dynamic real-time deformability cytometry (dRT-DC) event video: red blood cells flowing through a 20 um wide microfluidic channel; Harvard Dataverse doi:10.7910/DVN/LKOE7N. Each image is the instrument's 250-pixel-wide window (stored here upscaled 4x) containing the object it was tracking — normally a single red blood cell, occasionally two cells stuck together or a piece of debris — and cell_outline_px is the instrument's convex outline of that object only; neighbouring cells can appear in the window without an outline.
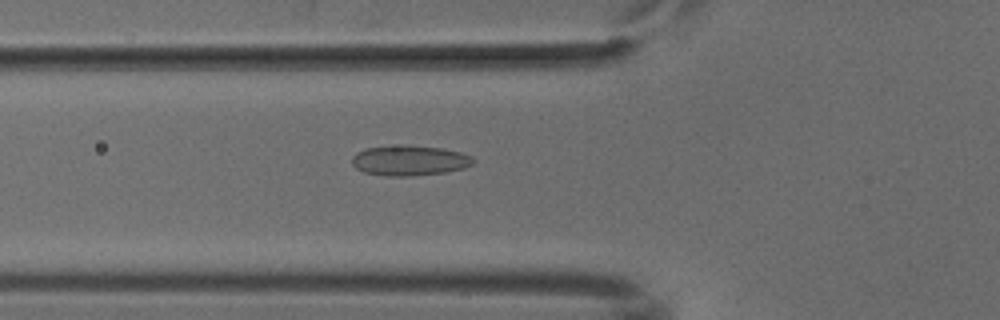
{"species": "common noctule bat (a hibernating species)", "species_latin": "Nyctalus noctula", "temperature_condition": "cold", "stored_images_in_passage": 36, "camera_frame_rate_fps": 3000, "um_per_image_px": 0.085, "animal": {"sex": "male", "body_mass_g": 18.8}, "frame": {"image": 1, "passage_image": 6, "time_ms": 1.667, "image_size_px": [1000, 320], "cell_outline_px": [[476, 160], [472, 164], [464, 168], [444, 172], [412, 176], [388, 176], [364, 172], [356, 168], [352, 164], [352, 156], [356, 152], [364, 148], [388, 144], [404, 144], [440, 148], [460, 152], [472, 156]], "centroid_in_image_um": [34.77, 13.62], "position_along_channel_um": 91.0, "area_um2": 21.73}}
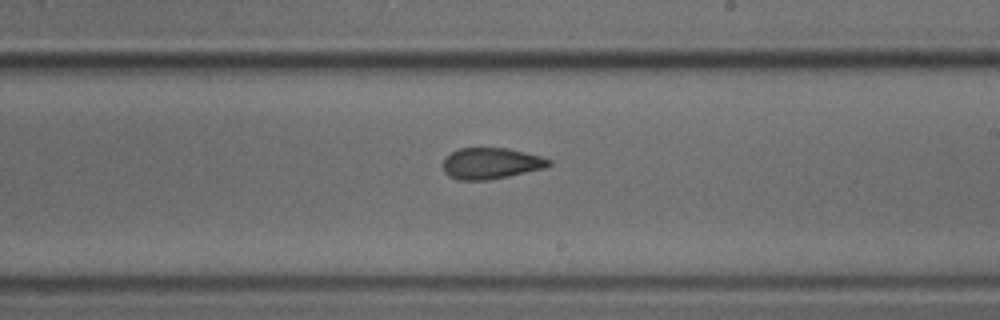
{"frame": {"image": 2, "passage_image": 18, "time_ms": 5.667, "image_size_px": [1000, 320], "cell_outline_px": [[552, 164], [544, 168], [508, 176], [488, 180], [460, 180], [448, 176], [444, 172], [444, 156], [460, 148], [508, 148], [540, 156], [552, 160]], "centroid_in_image_um": [41.72, 13.88], "position_along_channel_um": 247.3, "area_um2": 19.19}}
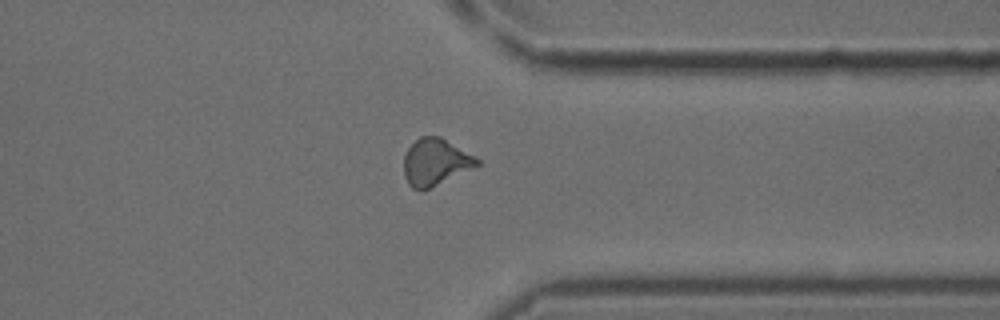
{"frame": {"image": 3, "passage_image": 28, "time_ms": 9.0, "image_size_px": [1000, 320], "cell_outline_px": [[480, 164], [428, 188], [412, 188], [408, 184], [404, 176], [404, 156], [408, 148], [420, 136], [440, 136], [476, 156], [480, 160]], "centroid_in_image_um": [37.0, 13.73], "position_along_channel_um": 374.4, "area_um2": 19.54}}